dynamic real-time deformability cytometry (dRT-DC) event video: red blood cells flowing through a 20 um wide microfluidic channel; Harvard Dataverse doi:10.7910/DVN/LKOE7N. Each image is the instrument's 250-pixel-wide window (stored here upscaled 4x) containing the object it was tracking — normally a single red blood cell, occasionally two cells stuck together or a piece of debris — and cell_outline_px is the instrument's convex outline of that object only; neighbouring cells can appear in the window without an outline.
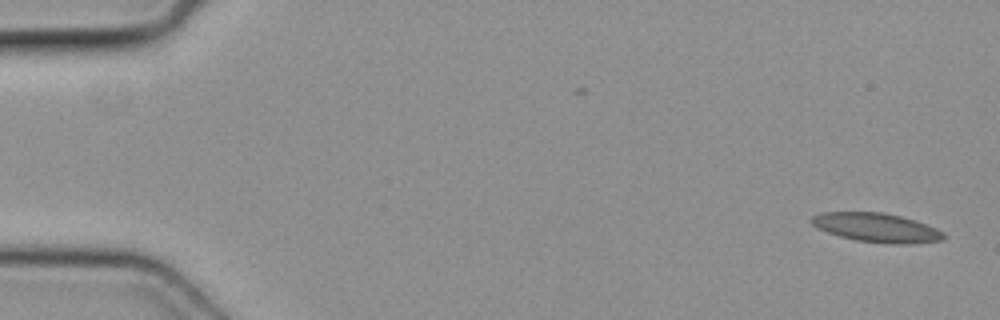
{"species": "common noctule bat (a hibernating species)", "species_latin": "Nyctalus noctula", "temperature_condition": "cold", "stored_images_in_passage": 50, "camera_frame_rate_fps": 3000, "um_per_image_px": 0.085, "animal": {"sex": "female", "body_mass_g": 19.3, "forearm_length_mm": 54.1}, "frame": {"image": 1, "passage_image": 1, "time_ms": 0.0, "image_size_px": [1000, 320], "cell_outline_px": [[944, 240], [916, 244], [892, 244], [856, 240], [840, 236], [816, 228], [808, 220], [812, 216], [820, 212], [884, 212], [916, 220], [936, 228], [944, 232]], "centroid_in_image_um": [74.51, 19.35], "position_along_channel_um": 10.5, "area_um2": 22.6}}
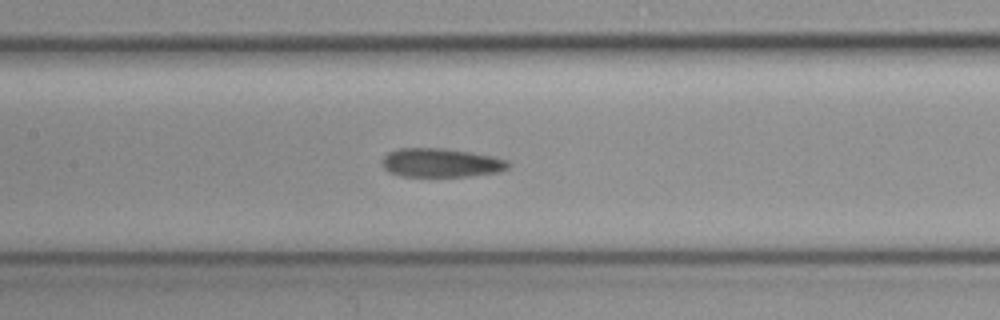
{"frame": {"image": 2, "passage_image": 23, "time_ms": 7.333, "image_size_px": [1000, 320], "cell_outline_px": [[512, 164], [508, 168], [500, 172], [468, 176], [400, 176], [388, 172], [384, 168], [384, 156], [388, 152], [400, 148], [444, 148], [472, 152], [492, 156], [508, 160]], "centroid_in_image_um": [37.53, 13.83], "position_along_channel_um": 169.9, "area_um2": 21.27}}
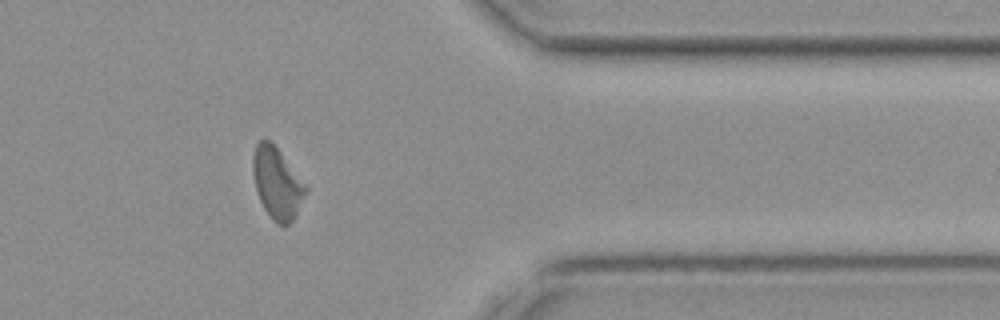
{"frame": {"image": 3, "passage_image": 40, "time_ms": 13.0, "image_size_px": [1000, 320], "cell_outline_px": [[308, 188], [292, 220], [288, 224], [276, 224], [272, 220], [264, 208], [260, 200], [256, 188], [252, 172], [252, 156], [256, 144], [260, 140], [268, 140], [280, 152], [308, 184]], "centroid_in_image_um": [23.55, 15.55], "position_along_channel_um": 387.9, "area_um2": 21.73}}